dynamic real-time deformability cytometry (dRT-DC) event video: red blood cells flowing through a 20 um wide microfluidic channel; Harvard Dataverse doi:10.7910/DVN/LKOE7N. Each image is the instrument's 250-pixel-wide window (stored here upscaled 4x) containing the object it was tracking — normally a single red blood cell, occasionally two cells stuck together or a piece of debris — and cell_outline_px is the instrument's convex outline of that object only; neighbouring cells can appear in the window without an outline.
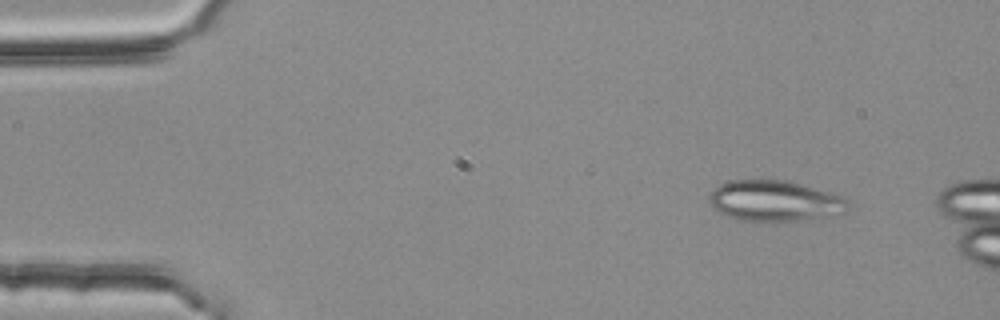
{"species": "common noctule bat (a hibernating species)", "species_latin": "Nyctalus noctula", "temperature_condition": "room temperature", "stored_images_in_passage": 4, "camera_frame_rate_fps": 3000, "um_per_image_px": 0.085, "animal": {"sex": "female", "body_mass_g": 25.1}, "frame": {"image": 1, "passage_image": 1, "time_ms": 0.0, "image_size_px": [1000, 320], "cell_outline_px": [[852, 208], [844, 212], [804, 220], [772, 224], [740, 220], [728, 216], [712, 208], [708, 200], [708, 196], [720, 184], [736, 180], [784, 180], [800, 184], [844, 196], [848, 200]], "centroid_in_image_um": [65.87, 17.12], "position_along_channel_um": 19.1, "area_um2": 33.52}}